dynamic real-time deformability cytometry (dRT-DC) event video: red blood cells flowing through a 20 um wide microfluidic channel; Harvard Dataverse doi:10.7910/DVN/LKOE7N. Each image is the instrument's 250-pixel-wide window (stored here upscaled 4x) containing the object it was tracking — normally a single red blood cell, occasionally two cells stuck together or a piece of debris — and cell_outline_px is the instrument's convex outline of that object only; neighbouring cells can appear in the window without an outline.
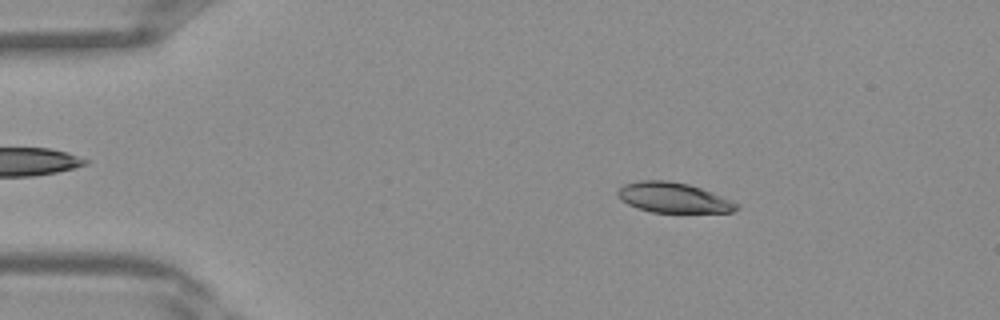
{"species": "Egyptian fruit bat (a non-hibernating species)", "species_latin": "Rousettus aegyptiacus", "temperature_condition": "warm", "stored_images_in_passage": 39, "camera_frame_rate_fps": 3000, "um_per_image_px": 0.085, "frame": {"image": 1, "passage_image": 6, "time_ms": 1.667, "image_size_px": [1000, 320], "cell_outline_px": [[740, 208], [732, 212], [652, 212], [636, 208], [628, 204], [616, 192], [624, 184], [640, 180], [668, 180], [688, 184], [712, 192], [740, 204]], "centroid_in_image_um": [57.26, 16.8], "position_along_channel_um": 27.7, "area_um2": 20.75}}
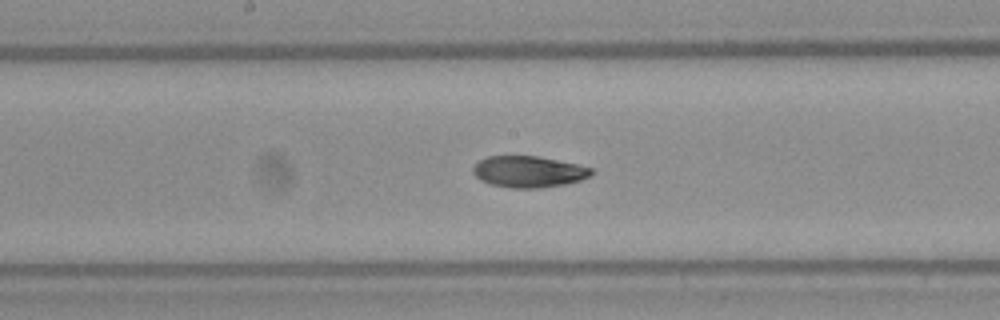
{"frame": {"image": 2, "passage_image": 20, "time_ms": 6.333, "image_size_px": [1000, 320], "cell_outline_px": [[596, 172], [592, 176], [580, 180], [564, 184], [540, 188], [512, 188], [492, 184], [480, 180], [472, 172], [472, 168], [480, 160], [488, 156], [540, 156], [576, 164], [592, 168]], "centroid_in_image_um": [44.96, 14.59], "position_along_channel_um": 203.2, "area_um2": 21.68}}
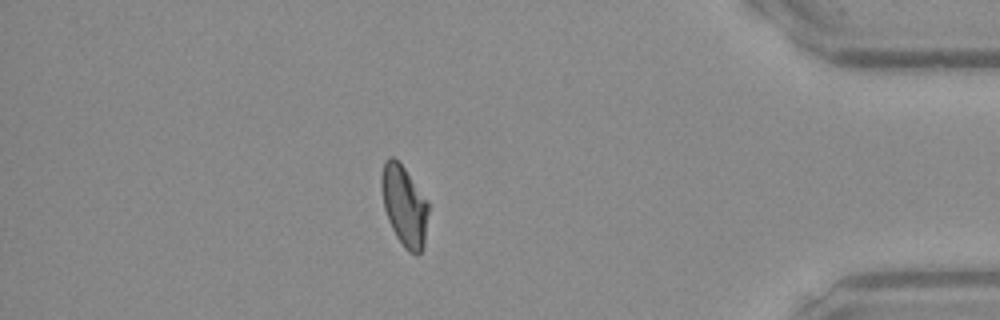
{"frame": {"image": 3, "passage_image": 34, "time_ms": 11.0, "image_size_px": [1000, 320], "cell_outline_px": [[428, 212], [424, 248], [416, 256], [408, 252], [404, 248], [396, 236], [388, 220], [384, 208], [380, 188], [380, 176], [384, 160], [388, 156], [392, 156], [404, 168], [428, 200]], "centroid_in_image_um": [34.35, 17.5], "position_along_channel_um": 400.9, "area_um2": 22.31}}